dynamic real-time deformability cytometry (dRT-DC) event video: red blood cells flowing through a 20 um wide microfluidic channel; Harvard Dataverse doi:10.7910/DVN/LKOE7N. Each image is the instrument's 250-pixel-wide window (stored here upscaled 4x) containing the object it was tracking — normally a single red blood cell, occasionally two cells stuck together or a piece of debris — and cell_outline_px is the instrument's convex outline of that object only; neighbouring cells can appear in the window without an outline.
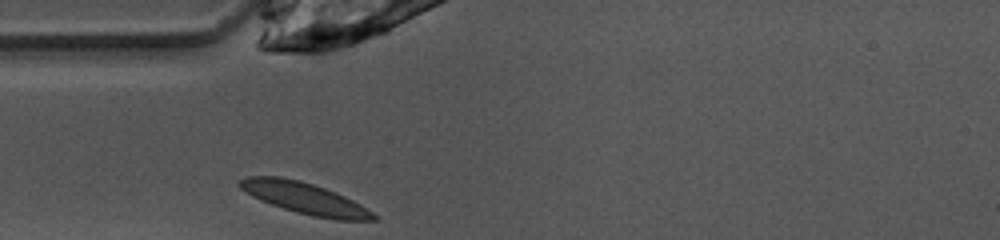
{"species": "common noctule bat (a hibernating species)", "species_latin": "Nyctalus noctula", "temperature_condition": "warm", "stored_images_in_passage": 25, "camera_frame_rate_fps": 3000, "um_per_image_px": 0.085, "animal": {"sex": "female", "body_mass_g": 10.0, "forearm_length_mm": 53.1}, "frame": {"image": 1, "passage_image": 1, "time_ms": 0.0, "image_size_px": [1000, 240], "cell_outline_px": [[376, 220], [336, 220], [312, 216], [296, 212], [260, 200], [252, 196], [240, 188], [236, 184], [240, 180], [248, 176], [280, 176], [300, 180], [336, 192], [360, 204], [372, 212], [376, 216]], "centroid_in_image_um": [25.87, 16.84], "position_along_channel_um": 59.1, "area_um2": 24.28}}
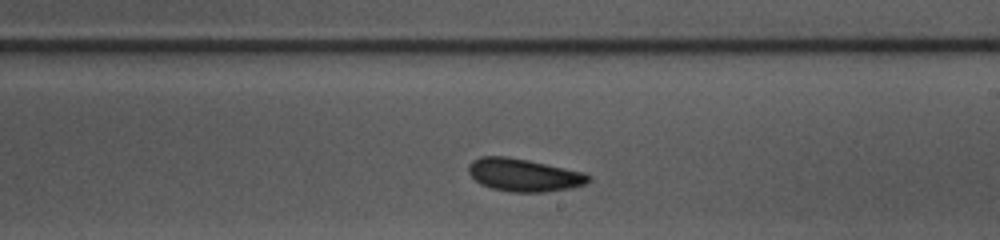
{"frame": {"image": 2, "passage_image": 15, "time_ms": 4.667, "image_size_px": [1000, 240], "cell_outline_px": [[592, 180], [584, 184], [568, 188], [544, 192], [512, 192], [492, 188], [480, 184], [468, 172], [468, 164], [472, 160], [480, 156], [508, 156], [528, 160], [584, 172]], "centroid_in_image_um": [44.49, 14.86], "position_along_channel_um": 244.5, "area_um2": 22.83}}
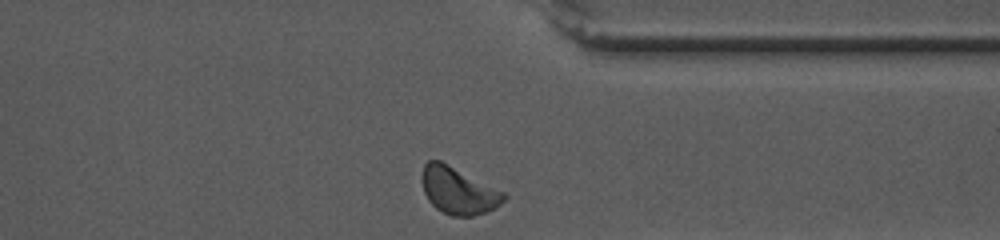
{"frame": {"image": 3, "passage_image": 25, "time_ms": 8.0, "image_size_px": [1000, 240], "cell_outline_px": [[508, 196], [496, 208], [472, 216], [452, 216], [436, 208], [428, 200], [424, 192], [420, 176], [424, 164], [428, 160], [440, 160], [504, 192]], "centroid_in_image_um": [38.93, 16.2], "position_along_channel_um": 372.5, "area_um2": 22.31}, "authors_computed_cell_mechanics": {"area_um2": 22.542, "velocity_mm_per_s": 3.9668, "shape_relaxation_time_tau1_ms": 7.3528, "shape_relaxation_time_tau2_ms": 4.5792, "deformation_change_tau1": 0.1965, "deformation_change_tau2": 0.0411}}